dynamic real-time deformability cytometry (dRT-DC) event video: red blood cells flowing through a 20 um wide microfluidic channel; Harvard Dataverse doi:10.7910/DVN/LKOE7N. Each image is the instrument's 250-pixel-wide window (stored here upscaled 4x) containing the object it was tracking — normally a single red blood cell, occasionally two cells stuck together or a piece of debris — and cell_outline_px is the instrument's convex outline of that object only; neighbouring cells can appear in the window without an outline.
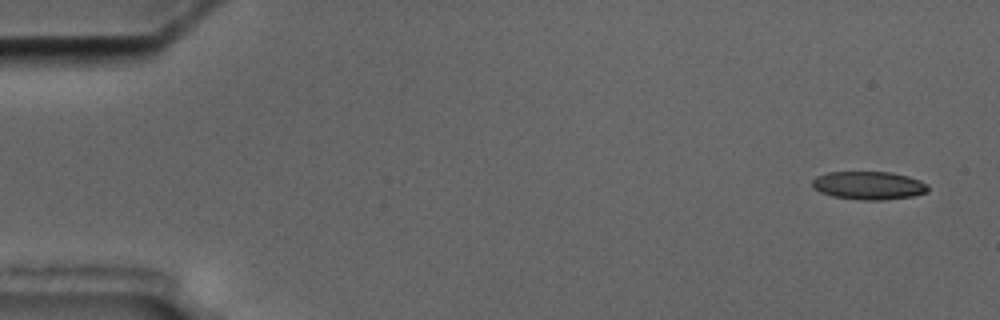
{"species": "common noctule bat (a hibernating species)", "species_latin": "Nyctalus noctula", "temperature_condition": "cold", "stored_images_in_passage": 4, "camera_frame_rate_fps": 3000, "um_per_image_px": 0.085, "animal": {"sex": "male", "body_mass_g": 17.5, "forearm_length_mm": 52.3}, "frame": {"image": 1, "passage_image": 1, "time_ms": 0.0, "image_size_px": [1000, 320], "cell_outline_px": [[928, 192], [912, 196], [884, 200], [860, 200], [832, 196], [820, 192], [812, 184], [812, 180], [816, 176], [828, 172], [892, 172], [908, 176], [920, 180], [928, 184]], "centroid_in_image_um": [73.86, 15.76], "position_along_channel_um": 11.1, "area_um2": 19.07}}
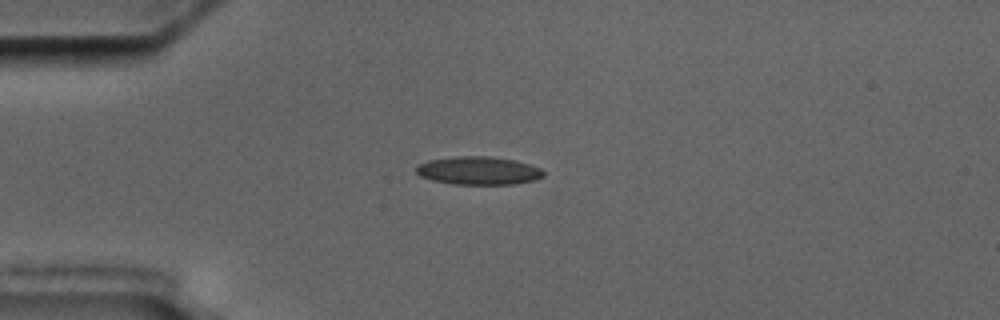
{"frame": {"image": 2, "passage_image": 4, "time_ms": 4.0, "image_size_px": [1000, 320], "cell_outline_px": [[544, 176], [536, 180], [512, 184], [452, 184], [432, 180], [420, 176], [416, 172], [416, 164], [428, 160], [456, 156], [488, 156], [516, 160], [540, 168], [544, 172]], "centroid_in_image_um": [40.65, 14.5], "position_along_channel_um": 44.3, "area_um2": 20.98}}